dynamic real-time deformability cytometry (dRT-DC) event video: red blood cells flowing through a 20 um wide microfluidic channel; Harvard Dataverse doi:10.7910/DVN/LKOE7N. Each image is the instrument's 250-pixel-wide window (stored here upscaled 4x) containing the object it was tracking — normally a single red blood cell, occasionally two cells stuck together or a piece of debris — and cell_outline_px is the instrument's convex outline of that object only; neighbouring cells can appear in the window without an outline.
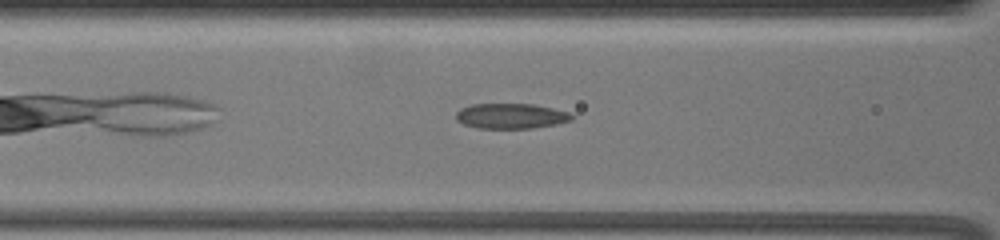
{"species": "common noctule bat (a hibernating species)", "species_latin": "Nyctalus noctula", "temperature_condition": "warm", "stored_images_in_passage": 28, "camera_frame_rate_fps": 3000, "um_per_image_px": 0.085, "animal": {"sex": "female", "body_mass_g": 19.5, "forearm_length_mm": 54.1}, "frame": {"image": 1, "passage_image": 10, "time_ms": 3.0, "image_size_px": [1000, 240], "cell_outline_px": [[572, 120], [556, 124], [532, 128], [476, 128], [464, 124], [456, 120], [456, 112], [460, 108], [472, 104], [532, 104], [552, 108], [568, 112], [572, 116]], "centroid_in_image_um": [43.39, 9.86], "position_along_channel_um": 123.2, "area_um2": 16.94}}